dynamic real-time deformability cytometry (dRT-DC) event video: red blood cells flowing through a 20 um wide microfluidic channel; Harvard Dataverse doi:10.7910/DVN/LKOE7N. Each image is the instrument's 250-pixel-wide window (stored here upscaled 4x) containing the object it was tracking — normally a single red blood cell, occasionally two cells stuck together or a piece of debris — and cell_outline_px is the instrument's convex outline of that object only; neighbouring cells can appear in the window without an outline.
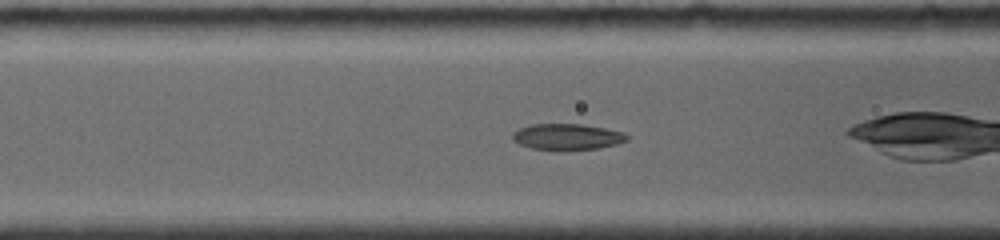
{"species": "common noctule bat (a hibernating species)", "species_latin": "Nyctalus noctula", "temperature_condition": "room temperature", "stored_images_in_passage": 26, "camera_frame_rate_fps": 4000, "um_per_image_px": 0.085, "animal": {"sex": "female", "body_mass_g": 19.0, "forearm_length_mm": 56.7}, "frame": {"image": 1, "passage_image": 6, "time_ms": 1.75, "image_size_px": [1000, 240], "cell_outline_px": [[628, 140], [616, 144], [600, 148], [564, 152], [560, 152], [532, 148], [520, 144], [512, 140], [512, 136], [520, 128], [532, 124], [584, 124], [604, 128], [620, 132], [628, 136]], "centroid_in_image_um": [48.2, 11.66], "position_along_channel_um": 118.4, "area_um2": 17.69}}
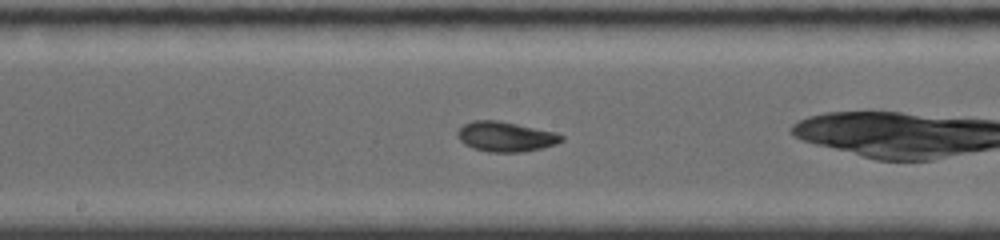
{"frame": {"image": 2, "passage_image": 19, "time_ms": 4.0, "image_size_px": [1000, 240], "cell_outline_px": [[564, 140], [556, 144], [540, 148], [520, 152], [488, 152], [472, 148], [464, 144], [456, 136], [456, 132], [464, 124], [472, 120], [496, 120], [556, 132], [564, 136]], "centroid_in_image_um": [42.95, 11.61], "position_along_channel_um": 205.2, "area_um2": 18.15}}
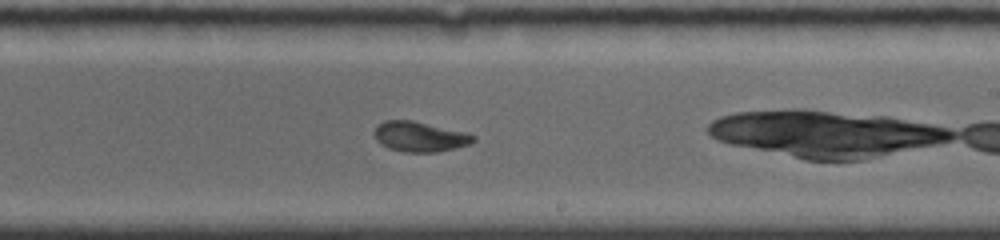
{"frame": {"image": 3, "passage_image": 24, "time_ms": 5.25, "image_size_px": [1000, 240], "cell_outline_px": [[476, 140], [468, 144], [456, 148], [436, 152], [404, 152], [388, 148], [380, 144], [376, 140], [372, 132], [376, 124], [384, 120], [412, 120], [468, 132], [476, 136]], "centroid_in_image_um": [35.65, 11.6], "position_along_channel_um": 253.3, "area_um2": 17.74}}